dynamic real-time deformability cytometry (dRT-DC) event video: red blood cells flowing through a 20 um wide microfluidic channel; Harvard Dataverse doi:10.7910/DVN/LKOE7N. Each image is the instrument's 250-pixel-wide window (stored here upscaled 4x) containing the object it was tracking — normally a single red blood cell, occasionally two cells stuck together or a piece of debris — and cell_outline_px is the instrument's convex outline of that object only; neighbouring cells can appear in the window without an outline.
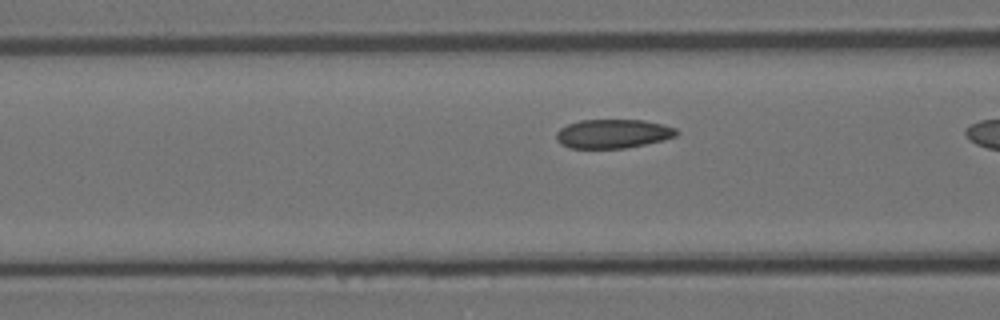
{"species": "Egyptian fruit bat (a non-hibernating species)", "species_latin": "Rousettus aegyptiacus", "temperature_condition": "room temperature", "stored_images_in_passage": 32, "camera_frame_rate_fps": 3000, "um_per_image_px": 0.085, "animal": {"sex": "female"}, "frame": {"image": 1, "passage_image": 10, "time_ms": 3.0, "image_size_px": [1000, 320], "cell_outline_px": [[680, 132], [676, 136], [664, 140], [624, 148], [568, 148], [560, 144], [556, 140], [556, 132], [560, 128], [568, 124], [580, 120], [644, 120], [664, 124], [676, 128]], "centroid_in_image_um": [52.1, 11.36], "position_along_channel_um": 114.5, "area_um2": 20.46}}
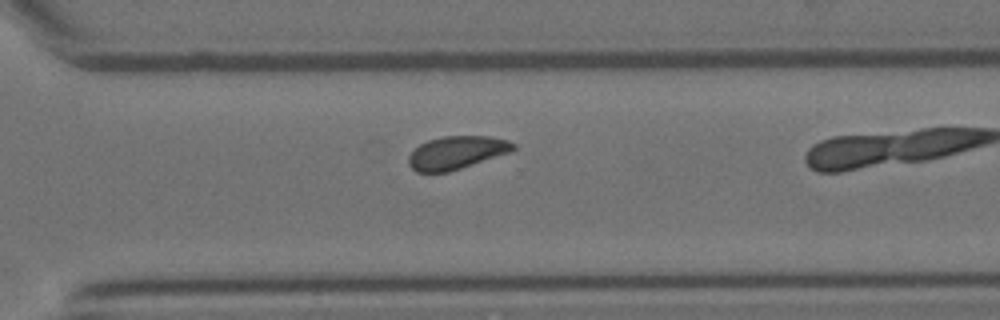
{"frame": {"image": 2, "passage_image": 28, "time_ms": 9.0, "image_size_px": [1000, 320], "cell_outline_px": [[516, 148], [512, 152], [448, 172], [416, 172], [408, 164], [408, 156], [420, 144], [428, 140], [444, 136], [492, 136], [508, 140], [516, 144]], "centroid_in_image_um": [38.84, 12.97], "position_along_channel_um": 331.8, "area_um2": 20.23}}